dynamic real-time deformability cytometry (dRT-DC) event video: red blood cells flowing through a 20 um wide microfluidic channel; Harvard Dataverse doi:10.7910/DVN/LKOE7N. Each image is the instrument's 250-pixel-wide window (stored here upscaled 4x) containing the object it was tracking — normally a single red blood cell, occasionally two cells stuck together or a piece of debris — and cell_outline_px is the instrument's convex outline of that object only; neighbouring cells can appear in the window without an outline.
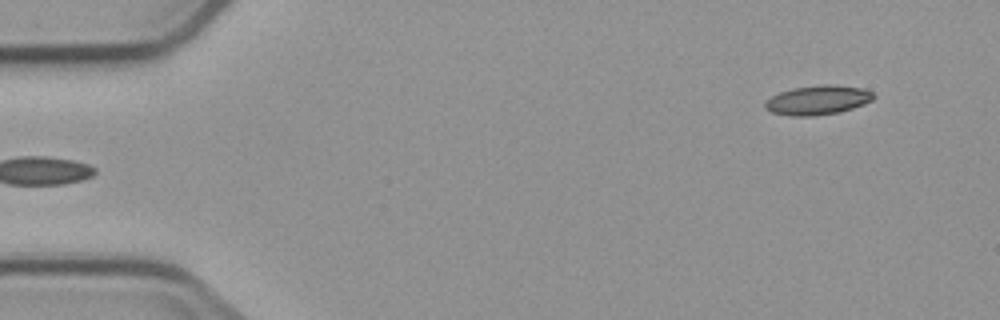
{"species": "common noctule bat (a hibernating species)", "species_latin": "Nyctalus noctula", "temperature_condition": "cold", "stored_images_in_passage": 4, "camera_frame_rate_fps": 3000, "um_per_image_px": 0.085, "animal": {"sex": "male", "body_mass_g": 23.1, "forearm_length_mm": 52.7}, "frame": {"image": 1, "passage_image": 4, "time_ms": 3.333, "image_size_px": [1000, 320], "cell_outline_px": [[876, 96], [872, 100], [864, 104], [840, 112], [812, 116], [788, 116], [772, 112], [764, 108], [764, 100], [780, 92], [792, 88], [820, 84], [836, 84], [864, 88], [872, 92]], "centroid_in_image_um": [69.5, 8.5], "position_along_channel_um": 15.5, "area_um2": 18.84}}